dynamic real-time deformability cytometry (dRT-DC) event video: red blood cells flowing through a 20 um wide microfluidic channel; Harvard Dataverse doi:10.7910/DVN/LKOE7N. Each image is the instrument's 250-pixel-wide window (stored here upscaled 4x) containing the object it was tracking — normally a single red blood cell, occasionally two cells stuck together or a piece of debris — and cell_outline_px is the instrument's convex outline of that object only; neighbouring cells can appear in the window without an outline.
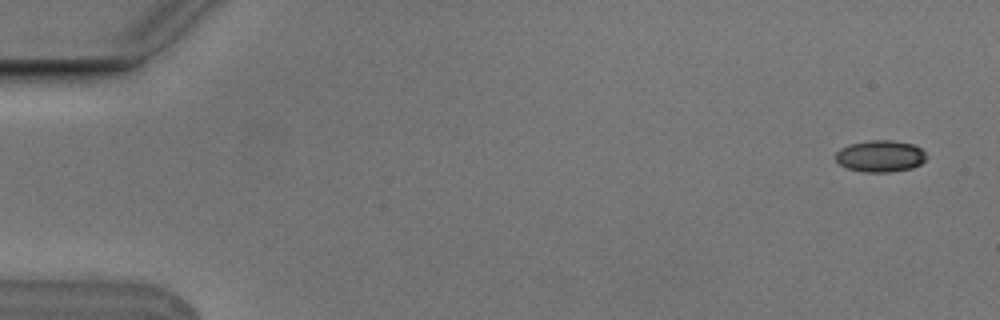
{"species": "Egyptian fruit bat (a non-hibernating species)", "species_latin": "Rousettus aegyptiacus", "temperature_condition": "cold", "stored_images_in_passage": 5, "camera_frame_rate_fps": 3000, "um_per_image_px": 0.085, "animal": {"sex": "male"}, "frame": {"image": 1, "passage_image": 1, "time_ms": 0.0, "image_size_px": [1000, 320], "cell_outline_px": [[928, 156], [920, 164], [912, 168], [888, 172], [864, 172], [848, 168], [840, 164], [836, 160], [836, 152], [840, 148], [848, 144], [872, 140], [892, 140], [912, 144], [920, 148]], "centroid_in_image_um": [74.82, 13.26], "position_along_channel_um": 10.2, "area_um2": 16.7}}
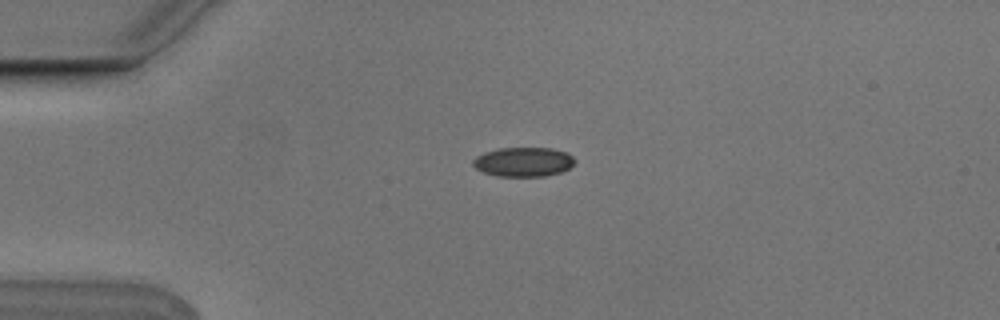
{"frame": {"image": 2, "passage_image": 4, "time_ms": 1.0, "image_size_px": [1000, 320], "cell_outline_px": [[576, 160], [568, 168], [560, 172], [544, 176], [496, 176], [484, 172], [476, 168], [472, 164], [472, 160], [476, 156], [484, 152], [500, 148], [552, 148], [568, 152]], "centroid_in_image_um": [44.48, 13.75], "position_along_channel_um": 40.5, "area_um2": 17.4}}